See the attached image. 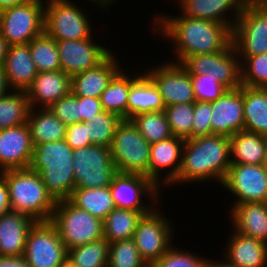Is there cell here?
<instances>
[{
  "mask_svg": "<svg viewBox=\"0 0 267 267\" xmlns=\"http://www.w3.org/2000/svg\"><path fill=\"white\" fill-rule=\"evenodd\" d=\"M154 34L171 42L174 59L182 63L187 57L200 54H212L225 50L232 43V29L224 24L206 19L188 16L157 13L153 18ZM156 26V27H155Z\"/></svg>",
  "mask_w": 267,
  "mask_h": 267,
  "instance_id": "1",
  "label": "cell"
},
{
  "mask_svg": "<svg viewBox=\"0 0 267 267\" xmlns=\"http://www.w3.org/2000/svg\"><path fill=\"white\" fill-rule=\"evenodd\" d=\"M231 165L230 139L212 134L185 140L177 178L168 187L182 183H222ZM196 181V182H195Z\"/></svg>",
  "mask_w": 267,
  "mask_h": 267,
  "instance_id": "2",
  "label": "cell"
},
{
  "mask_svg": "<svg viewBox=\"0 0 267 267\" xmlns=\"http://www.w3.org/2000/svg\"><path fill=\"white\" fill-rule=\"evenodd\" d=\"M29 168L38 172L56 202L68 199L75 189L73 150L65 140L34 147Z\"/></svg>",
  "mask_w": 267,
  "mask_h": 267,
  "instance_id": "3",
  "label": "cell"
},
{
  "mask_svg": "<svg viewBox=\"0 0 267 267\" xmlns=\"http://www.w3.org/2000/svg\"><path fill=\"white\" fill-rule=\"evenodd\" d=\"M0 176L8 186L11 211L26 214L35 221H50L56 201L38 172L15 169L1 172Z\"/></svg>",
  "mask_w": 267,
  "mask_h": 267,
  "instance_id": "4",
  "label": "cell"
},
{
  "mask_svg": "<svg viewBox=\"0 0 267 267\" xmlns=\"http://www.w3.org/2000/svg\"><path fill=\"white\" fill-rule=\"evenodd\" d=\"M50 222L56 227L67 250L103 238V221L68 199L56 202Z\"/></svg>",
  "mask_w": 267,
  "mask_h": 267,
  "instance_id": "5",
  "label": "cell"
},
{
  "mask_svg": "<svg viewBox=\"0 0 267 267\" xmlns=\"http://www.w3.org/2000/svg\"><path fill=\"white\" fill-rule=\"evenodd\" d=\"M151 144L130 119L118 124L110 146L118 173L142 174L148 178Z\"/></svg>",
  "mask_w": 267,
  "mask_h": 267,
  "instance_id": "6",
  "label": "cell"
},
{
  "mask_svg": "<svg viewBox=\"0 0 267 267\" xmlns=\"http://www.w3.org/2000/svg\"><path fill=\"white\" fill-rule=\"evenodd\" d=\"M79 6L70 0H45L44 32L56 41L92 37L90 17Z\"/></svg>",
  "mask_w": 267,
  "mask_h": 267,
  "instance_id": "7",
  "label": "cell"
},
{
  "mask_svg": "<svg viewBox=\"0 0 267 267\" xmlns=\"http://www.w3.org/2000/svg\"><path fill=\"white\" fill-rule=\"evenodd\" d=\"M44 11L45 0H29L5 9L0 12V33L9 45L30 43L44 32Z\"/></svg>",
  "mask_w": 267,
  "mask_h": 267,
  "instance_id": "8",
  "label": "cell"
},
{
  "mask_svg": "<svg viewBox=\"0 0 267 267\" xmlns=\"http://www.w3.org/2000/svg\"><path fill=\"white\" fill-rule=\"evenodd\" d=\"M75 188L108 187L118 173L109 147L90 145L73 150Z\"/></svg>",
  "mask_w": 267,
  "mask_h": 267,
  "instance_id": "9",
  "label": "cell"
},
{
  "mask_svg": "<svg viewBox=\"0 0 267 267\" xmlns=\"http://www.w3.org/2000/svg\"><path fill=\"white\" fill-rule=\"evenodd\" d=\"M156 206L150 213L143 215L134 231L133 240L141 258L150 267L173 244L171 219L160 212ZM173 231V232H172Z\"/></svg>",
  "mask_w": 267,
  "mask_h": 267,
  "instance_id": "10",
  "label": "cell"
},
{
  "mask_svg": "<svg viewBox=\"0 0 267 267\" xmlns=\"http://www.w3.org/2000/svg\"><path fill=\"white\" fill-rule=\"evenodd\" d=\"M23 257L30 267H60L68 250L50 221H36L28 232Z\"/></svg>",
  "mask_w": 267,
  "mask_h": 267,
  "instance_id": "11",
  "label": "cell"
},
{
  "mask_svg": "<svg viewBox=\"0 0 267 267\" xmlns=\"http://www.w3.org/2000/svg\"><path fill=\"white\" fill-rule=\"evenodd\" d=\"M109 187L117 208L140 211L143 215L150 213L159 205L161 200L159 192L163 190L146 176L130 173H117ZM146 197L150 200L148 203L145 201L143 203Z\"/></svg>",
  "mask_w": 267,
  "mask_h": 267,
  "instance_id": "12",
  "label": "cell"
},
{
  "mask_svg": "<svg viewBox=\"0 0 267 267\" xmlns=\"http://www.w3.org/2000/svg\"><path fill=\"white\" fill-rule=\"evenodd\" d=\"M181 65L190 75H211L228 89L242 86L241 61L231 43L225 50L187 57Z\"/></svg>",
  "mask_w": 267,
  "mask_h": 267,
  "instance_id": "13",
  "label": "cell"
},
{
  "mask_svg": "<svg viewBox=\"0 0 267 267\" xmlns=\"http://www.w3.org/2000/svg\"><path fill=\"white\" fill-rule=\"evenodd\" d=\"M147 69L143 71L158 88L165 107L196 101L191 75L180 63L167 60Z\"/></svg>",
  "mask_w": 267,
  "mask_h": 267,
  "instance_id": "14",
  "label": "cell"
},
{
  "mask_svg": "<svg viewBox=\"0 0 267 267\" xmlns=\"http://www.w3.org/2000/svg\"><path fill=\"white\" fill-rule=\"evenodd\" d=\"M232 43L241 62L267 53V19L251 3L243 6L232 29Z\"/></svg>",
  "mask_w": 267,
  "mask_h": 267,
  "instance_id": "15",
  "label": "cell"
},
{
  "mask_svg": "<svg viewBox=\"0 0 267 267\" xmlns=\"http://www.w3.org/2000/svg\"><path fill=\"white\" fill-rule=\"evenodd\" d=\"M222 185L236 199L231 207L267 202V171L263 165L231 164Z\"/></svg>",
  "mask_w": 267,
  "mask_h": 267,
  "instance_id": "16",
  "label": "cell"
},
{
  "mask_svg": "<svg viewBox=\"0 0 267 267\" xmlns=\"http://www.w3.org/2000/svg\"><path fill=\"white\" fill-rule=\"evenodd\" d=\"M94 37L81 40L56 41L61 70L70 77L95 68L103 62L111 53V48L97 44Z\"/></svg>",
  "mask_w": 267,
  "mask_h": 267,
  "instance_id": "17",
  "label": "cell"
},
{
  "mask_svg": "<svg viewBox=\"0 0 267 267\" xmlns=\"http://www.w3.org/2000/svg\"><path fill=\"white\" fill-rule=\"evenodd\" d=\"M184 142V139L172 136L151 144L148 179L159 189L164 186L168 187L177 178ZM164 170L167 172L163 173ZM162 174L164 175L162 176Z\"/></svg>",
  "mask_w": 267,
  "mask_h": 267,
  "instance_id": "18",
  "label": "cell"
},
{
  "mask_svg": "<svg viewBox=\"0 0 267 267\" xmlns=\"http://www.w3.org/2000/svg\"><path fill=\"white\" fill-rule=\"evenodd\" d=\"M34 145L27 123L0 130V173L30 167Z\"/></svg>",
  "mask_w": 267,
  "mask_h": 267,
  "instance_id": "19",
  "label": "cell"
},
{
  "mask_svg": "<svg viewBox=\"0 0 267 267\" xmlns=\"http://www.w3.org/2000/svg\"><path fill=\"white\" fill-rule=\"evenodd\" d=\"M211 135L231 137L244 131L243 85L237 89H228L217 100L211 102Z\"/></svg>",
  "mask_w": 267,
  "mask_h": 267,
  "instance_id": "20",
  "label": "cell"
},
{
  "mask_svg": "<svg viewBox=\"0 0 267 267\" xmlns=\"http://www.w3.org/2000/svg\"><path fill=\"white\" fill-rule=\"evenodd\" d=\"M175 3L180 6L179 13L183 16L211 20L227 25L231 29L234 28L246 4L244 0H177Z\"/></svg>",
  "mask_w": 267,
  "mask_h": 267,
  "instance_id": "21",
  "label": "cell"
},
{
  "mask_svg": "<svg viewBox=\"0 0 267 267\" xmlns=\"http://www.w3.org/2000/svg\"><path fill=\"white\" fill-rule=\"evenodd\" d=\"M113 52L98 66L71 77V92L75 96L100 98L113 77L122 69Z\"/></svg>",
  "mask_w": 267,
  "mask_h": 267,
  "instance_id": "22",
  "label": "cell"
},
{
  "mask_svg": "<svg viewBox=\"0 0 267 267\" xmlns=\"http://www.w3.org/2000/svg\"><path fill=\"white\" fill-rule=\"evenodd\" d=\"M71 92V77L62 70L39 72L26 90L31 108H49Z\"/></svg>",
  "mask_w": 267,
  "mask_h": 267,
  "instance_id": "23",
  "label": "cell"
},
{
  "mask_svg": "<svg viewBox=\"0 0 267 267\" xmlns=\"http://www.w3.org/2000/svg\"><path fill=\"white\" fill-rule=\"evenodd\" d=\"M36 221L23 213L8 211L0 216V257L23 256L30 228Z\"/></svg>",
  "mask_w": 267,
  "mask_h": 267,
  "instance_id": "24",
  "label": "cell"
},
{
  "mask_svg": "<svg viewBox=\"0 0 267 267\" xmlns=\"http://www.w3.org/2000/svg\"><path fill=\"white\" fill-rule=\"evenodd\" d=\"M231 235L223 250L225 260L237 267H267L266 243L236 231Z\"/></svg>",
  "mask_w": 267,
  "mask_h": 267,
  "instance_id": "25",
  "label": "cell"
},
{
  "mask_svg": "<svg viewBox=\"0 0 267 267\" xmlns=\"http://www.w3.org/2000/svg\"><path fill=\"white\" fill-rule=\"evenodd\" d=\"M229 211L234 231L267 244V202L233 205Z\"/></svg>",
  "mask_w": 267,
  "mask_h": 267,
  "instance_id": "26",
  "label": "cell"
},
{
  "mask_svg": "<svg viewBox=\"0 0 267 267\" xmlns=\"http://www.w3.org/2000/svg\"><path fill=\"white\" fill-rule=\"evenodd\" d=\"M3 68L11 88L15 91H26L38 74L29 43L10 45Z\"/></svg>",
  "mask_w": 267,
  "mask_h": 267,
  "instance_id": "27",
  "label": "cell"
},
{
  "mask_svg": "<svg viewBox=\"0 0 267 267\" xmlns=\"http://www.w3.org/2000/svg\"><path fill=\"white\" fill-rule=\"evenodd\" d=\"M137 72L131 76V87L129 90L127 119L134 115L147 112L163 111V104L158 88L151 79L143 72ZM134 76V77H133Z\"/></svg>",
  "mask_w": 267,
  "mask_h": 267,
  "instance_id": "28",
  "label": "cell"
},
{
  "mask_svg": "<svg viewBox=\"0 0 267 267\" xmlns=\"http://www.w3.org/2000/svg\"><path fill=\"white\" fill-rule=\"evenodd\" d=\"M244 131L267 137V88L243 86Z\"/></svg>",
  "mask_w": 267,
  "mask_h": 267,
  "instance_id": "29",
  "label": "cell"
},
{
  "mask_svg": "<svg viewBox=\"0 0 267 267\" xmlns=\"http://www.w3.org/2000/svg\"><path fill=\"white\" fill-rule=\"evenodd\" d=\"M27 124L34 147L41 143L65 139L67 126L49 108H31Z\"/></svg>",
  "mask_w": 267,
  "mask_h": 267,
  "instance_id": "30",
  "label": "cell"
},
{
  "mask_svg": "<svg viewBox=\"0 0 267 267\" xmlns=\"http://www.w3.org/2000/svg\"><path fill=\"white\" fill-rule=\"evenodd\" d=\"M230 139L231 164L262 165L267 147V137L239 131Z\"/></svg>",
  "mask_w": 267,
  "mask_h": 267,
  "instance_id": "31",
  "label": "cell"
},
{
  "mask_svg": "<svg viewBox=\"0 0 267 267\" xmlns=\"http://www.w3.org/2000/svg\"><path fill=\"white\" fill-rule=\"evenodd\" d=\"M68 200L101 221L116 208L110 187L75 188Z\"/></svg>",
  "mask_w": 267,
  "mask_h": 267,
  "instance_id": "32",
  "label": "cell"
},
{
  "mask_svg": "<svg viewBox=\"0 0 267 267\" xmlns=\"http://www.w3.org/2000/svg\"><path fill=\"white\" fill-rule=\"evenodd\" d=\"M142 216L140 211L116 207L103 221V238L109 243L132 239Z\"/></svg>",
  "mask_w": 267,
  "mask_h": 267,
  "instance_id": "33",
  "label": "cell"
},
{
  "mask_svg": "<svg viewBox=\"0 0 267 267\" xmlns=\"http://www.w3.org/2000/svg\"><path fill=\"white\" fill-rule=\"evenodd\" d=\"M131 75L120 70L100 96L103 110L127 119V105L131 87Z\"/></svg>",
  "mask_w": 267,
  "mask_h": 267,
  "instance_id": "34",
  "label": "cell"
},
{
  "mask_svg": "<svg viewBox=\"0 0 267 267\" xmlns=\"http://www.w3.org/2000/svg\"><path fill=\"white\" fill-rule=\"evenodd\" d=\"M30 109L26 91L13 90L0 98V130L27 123Z\"/></svg>",
  "mask_w": 267,
  "mask_h": 267,
  "instance_id": "35",
  "label": "cell"
},
{
  "mask_svg": "<svg viewBox=\"0 0 267 267\" xmlns=\"http://www.w3.org/2000/svg\"><path fill=\"white\" fill-rule=\"evenodd\" d=\"M29 47L38 73L61 70L59 52L55 39L43 32L29 43Z\"/></svg>",
  "mask_w": 267,
  "mask_h": 267,
  "instance_id": "36",
  "label": "cell"
},
{
  "mask_svg": "<svg viewBox=\"0 0 267 267\" xmlns=\"http://www.w3.org/2000/svg\"><path fill=\"white\" fill-rule=\"evenodd\" d=\"M130 120L150 144L173 136L164 110L134 115Z\"/></svg>",
  "mask_w": 267,
  "mask_h": 267,
  "instance_id": "37",
  "label": "cell"
},
{
  "mask_svg": "<svg viewBox=\"0 0 267 267\" xmlns=\"http://www.w3.org/2000/svg\"><path fill=\"white\" fill-rule=\"evenodd\" d=\"M110 243L101 238L68 250L70 258L77 267H107Z\"/></svg>",
  "mask_w": 267,
  "mask_h": 267,
  "instance_id": "38",
  "label": "cell"
},
{
  "mask_svg": "<svg viewBox=\"0 0 267 267\" xmlns=\"http://www.w3.org/2000/svg\"><path fill=\"white\" fill-rule=\"evenodd\" d=\"M121 121L119 116L105 110L95 114L91 122H88V136L91 145L110 148L116 128Z\"/></svg>",
  "mask_w": 267,
  "mask_h": 267,
  "instance_id": "39",
  "label": "cell"
},
{
  "mask_svg": "<svg viewBox=\"0 0 267 267\" xmlns=\"http://www.w3.org/2000/svg\"><path fill=\"white\" fill-rule=\"evenodd\" d=\"M171 133L184 140L192 139L194 103H179L164 108Z\"/></svg>",
  "mask_w": 267,
  "mask_h": 267,
  "instance_id": "40",
  "label": "cell"
},
{
  "mask_svg": "<svg viewBox=\"0 0 267 267\" xmlns=\"http://www.w3.org/2000/svg\"><path fill=\"white\" fill-rule=\"evenodd\" d=\"M107 267H149L133 239L110 243Z\"/></svg>",
  "mask_w": 267,
  "mask_h": 267,
  "instance_id": "41",
  "label": "cell"
},
{
  "mask_svg": "<svg viewBox=\"0 0 267 267\" xmlns=\"http://www.w3.org/2000/svg\"><path fill=\"white\" fill-rule=\"evenodd\" d=\"M241 82L243 86L267 88V53L241 62Z\"/></svg>",
  "mask_w": 267,
  "mask_h": 267,
  "instance_id": "42",
  "label": "cell"
},
{
  "mask_svg": "<svg viewBox=\"0 0 267 267\" xmlns=\"http://www.w3.org/2000/svg\"><path fill=\"white\" fill-rule=\"evenodd\" d=\"M172 245L157 261L150 267H203L208 260L203 256L195 255L193 252Z\"/></svg>",
  "mask_w": 267,
  "mask_h": 267,
  "instance_id": "43",
  "label": "cell"
},
{
  "mask_svg": "<svg viewBox=\"0 0 267 267\" xmlns=\"http://www.w3.org/2000/svg\"><path fill=\"white\" fill-rule=\"evenodd\" d=\"M196 101L212 102L222 96L228 88L211 75H191Z\"/></svg>",
  "mask_w": 267,
  "mask_h": 267,
  "instance_id": "44",
  "label": "cell"
},
{
  "mask_svg": "<svg viewBox=\"0 0 267 267\" xmlns=\"http://www.w3.org/2000/svg\"><path fill=\"white\" fill-rule=\"evenodd\" d=\"M50 111L66 126L77 122L78 96L72 92L60 98L49 107Z\"/></svg>",
  "mask_w": 267,
  "mask_h": 267,
  "instance_id": "45",
  "label": "cell"
},
{
  "mask_svg": "<svg viewBox=\"0 0 267 267\" xmlns=\"http://www.w3.org/2000/svg\"><path fill=\"white\" fill-rule=\"evenodd\" d=\"M211 102H194L192 139L211 135Z\"/></svg>",
  "mask_w": 267,
  "mask_h": 267,
  "instance_id": "46",
  "label": "cell"
},
{
  "mask_svg": "<svg viewBox=\"0 0 267 267\" xmlns=\"http://www.w3.org/2000/svg\"><path fill=\"white\" fill-rule=\"evenodd\" d=\"M64 140L70 145L72 150L90 146L88 122H76L68 125Z\"/></svg>",
  "mask_w": 267,
  "mask_h": 267,
  "instance_id": "47",
  "label": "cell"
},
{
  "mask_svg": "<svg viewBox=\"0 0 267 267\" xmlns=\"http://www.w3.org/2000/svg\"><path fill=\"white\" fill-rule=\"evenodd\" d=\"M104 111L100 98L78 96L77 122H91L95 114Z\"/></svg>",
  "mask_w": 267,
  "mask_h": 267,
  "instance_id": "48",
  "label": "cell"
},
{
  "mask_svg": "<svg viewBox=\"0 0 267 267\" xmlns=\"http://www.w3.org/2000/svg\"><path fill=\"white\" fill-rule=\"evenodd\" d=\"M9 191L6 181L0 176V216L10 211Z\"/></svg>",
  "mask_w": 267,
  "mask_h": 267,
  "instance_id": "49",
  "label": "cell"
},
{
  "mask_svg": "<svg viewBox=\"0 0 267 267\" xmlns=\"http://www.w3.org/2000/svg\"><path fill=\"white\" fill-rule=\"evenodd\" d=\"M0 267H30L23 256L0 257Z\"/></svg>",
  "mask_w": 267,
  "mask_h": 267,
  "instance_id": "50",
  "label": "cell"
},
{
  "mask_svg": "<svg viewBox=\"0 0 267 267\" xmlns=\"http://www.w3.org/2000/svg\"><path fill=\"white\" fill-rule=\"evenodd\" d=\"M13 89L10 87L8 78L6 77L3 67H0V98L11 93Z\"/></svg>",
  "mask_w": 267,
  "mask_h": 267,
  "instance_id": "51",
  "label": "cell"
},
{
  "mask_svg": "<svg viewBox=\"0 0 267 267\" xmlns=\"http://www.w3.org/2000/svg\"><path fill=\"white\" fill-rule=\"evenodd\" d=\"M8 42L4 39L3 35L0 33V67L4 66L5 58L9 49Z\"/></svg>",
  "mask_w": 267,
  "mask_h": 267,
  "instance_id": "52",
  "label": "cell"
},
{
  "mask_svg": "<svg viewBox=\"0 0 267 267\" xmlns=\"http://www.w3.org/2000/svg\"><path fill=\"white\" fill-rule=\"evenodd\" d=\"M203 267H237V266L232 265L224 258L221 260H214V259L212 260V259L208 258L207 262L205 263V265Z\"/></svg>",
  "mask_w": 267,
  "mask_h": 267,
  "instance_id": "53",
  "label": "cell"
},
{
  "mask_svg": "<svg viewBox=\"0 0 267 267\" xmlns=\"http://www.w3.org/2000/svg\"><path fill=\"white\" fill-rule=\"evenodd\" d=\"M27 1L29 0H0V12L4 11L5 9L26 3Z\"/></svg>",
  "mask_w": 267,
  "mask_h": 267,
  "instance_id": "54",
  "label": "cell"
},
{
  "mask_svg": "<svg viewBox=\"0 0 267 267\" xmlns=\"http://www.w3.org/2000/svg\"><path fill=\"white\" fill-rule=\"evenodd\" d=\"M251 4L267 19V0H255Z\"/></svg>",
  "mask_w": 267,
  "mask_h": 267,
  "instance_id": "55",
  "label": "cell"
},
{
  "mask_svg": "<svg viewBox=\"0 0 267 267\" xmlns=\"http://www.w3.org/2000/svg\"><path fill=\"white\" fill-rule=\"evenodd\" d=\"M86 1V0H85ZM89 1V3L90 2H92V3H94L93 5H96L98 8L99 7H101V9L102 10H104V9H106L107 8V10H109L108 8L110 7V6H113V4L115 3V2H117L118 0H88ZM99 6H98V5Z\"/></svg>",
  "mask_w": 267,
  "mask_h": 267,
  "instance_id": "56",
  "label": "cell"
},
{
  "mask_svg": "<svg viewBox=\"0 0 267 267\" xmlns=\"http://www.w3.org/2000/svg\"><path fill=\"white\" fill-rule=\"evenodd\" d=\"M60 267H77L70 258H66Z\"/></svg>",
  "mask_w": 267,
  "mask_h": 267,
  "instance_id": "57",
  "label": "cell"
},
{
  "mask_svg": "<svg viewBox=\"0 0 267 267\" xmlns=\"http://www.w3.org/2000/svg\"><path fill=\"white\" fill-rule=\"evenodd\" d=\"M262 165H263V168L267 171V147H266L264 161Z\"/></svg>",
  "mask_w": 267,
  "mask_h": 267,
  "instance_id": "58",
  "label": "cell"
},
{
  "mask_svg": "<svg viewBox=\"0 0 267 267\" xmlns=\"http://www.w3.org/2000/svg\"><path fill=\"white\" fill-rule=\"evenodd\" d=\"M246 3H252L255 0H244Z\"/></svg>",
  "mask_w": 267,
  "mask_h": 267,
  "instance_id": "59",
  "label": "cell"
}]
</instances>
